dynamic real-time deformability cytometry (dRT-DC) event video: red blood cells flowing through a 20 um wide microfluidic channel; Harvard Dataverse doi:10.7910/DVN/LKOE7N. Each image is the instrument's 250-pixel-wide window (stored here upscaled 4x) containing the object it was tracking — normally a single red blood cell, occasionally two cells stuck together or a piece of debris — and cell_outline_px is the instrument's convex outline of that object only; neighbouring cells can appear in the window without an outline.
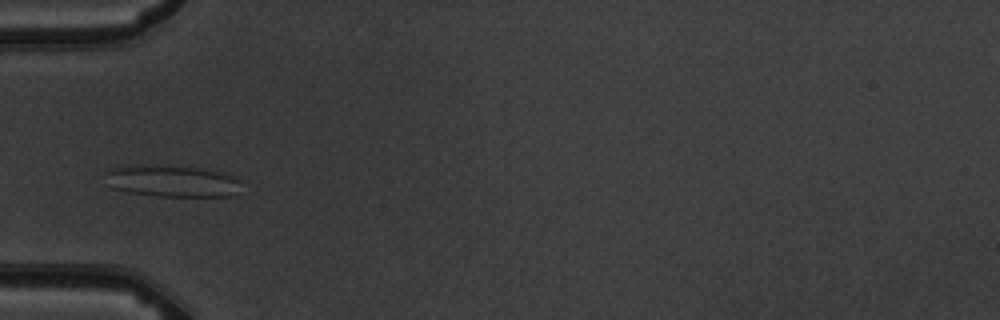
{"species": "common noctule bat (a hibernating species)", "species_latin": "Nyctalus noctula", "temperature_condition": "warm", "stored_images_in_passage": 6, "camera_frame_rate_fps": 3000, "um_per_image_px": 0.085, "animal": {"sex": "male", "body_mass_g": 19.5, "forearm_length_mm": 54.6}, "frame": {"image": 1, "passage_image": 3, "time_ms": 3.0, "image_size_px": [1000, 320], "cell_outline_px": [[240, 180], [232, 196], [156, 196], [128, 192], [112, 188], [104, 184], [104, 172], [120, 164], [200, 168], [220, 172], [236, 176]], "centroid_in_image_um": [14.48, 15.38], "position_along_channel_um": 70.5, "area_um2": 25.26}}
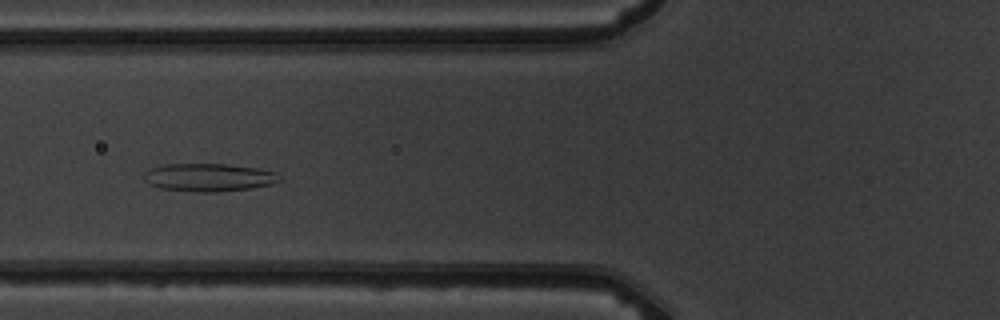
{"frame": {"image": 2, "passage_image": 4, "time_ms": 4.0, "image_size_px": [1000, 320], "cell_outline_px": [[284, 180], [272, 184], [248, 188], [220, 192], [196, 192], [160, 188], [144, 180], [144, 172], [152, 168], [164, 164], [228, 164], [256, 168], [276, 172]], "centroid_in_image_um": [17.78, 15.08], "position_along_channel_um": 108.0, "area_um2": 22.08}}
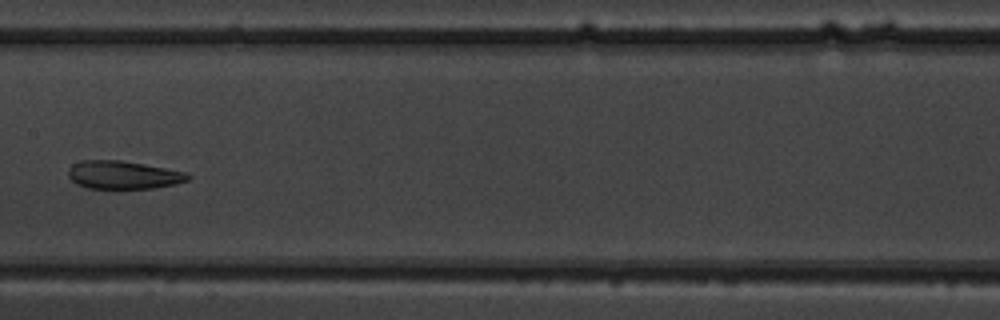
{"frame": {"image": 3, "passage_image": 6, "time_ms": 6.333, "image_size_px": [1000, 320], "cell_outline_px": [[192, 176], [188, 180], [176, 184], [152, 188], [88, 188], [76, 184], [68, 176], [68, 168], [72, 164], [80, 160], [120, 160], [144, 164], [188, 172]], "centroid_in_image_um": [10.48, 14.86], "position_along_channel_um": 196.9, "area_um2": 19.71}}